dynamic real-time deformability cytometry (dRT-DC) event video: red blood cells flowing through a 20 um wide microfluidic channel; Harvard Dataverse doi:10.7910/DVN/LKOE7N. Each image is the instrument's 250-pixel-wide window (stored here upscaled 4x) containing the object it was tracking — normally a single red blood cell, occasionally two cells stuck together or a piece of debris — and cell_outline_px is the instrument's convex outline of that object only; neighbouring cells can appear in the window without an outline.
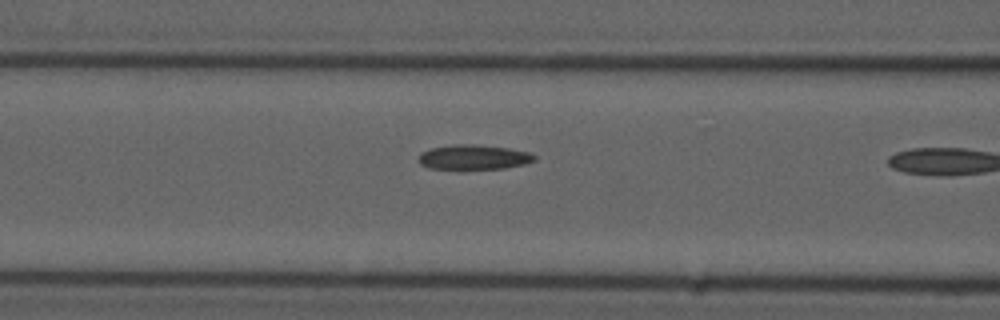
{"species": "common noctule bat (a hibernating species)", "species_latin": "Nyctalus noctula", "temperature_condition": "cold", "stored_images_in_passage": 10, "camera_frame_rate_fps": 3000, "um_per_image_px": 0.085, "animal": {"sex": "male", "forearm_length_mm": 52.5}, "frame": {"image": 1, "passage_image": 9, "time_ms": 2.667, "image_size_px": [1000, 320], "cell_outline_px": [[536, 160], [524, 164], [504, 168], [460, 172], [428, 168], [420, 164], [420, 152], [432, 148], [452, 144], [472, 144], [508, 148], [528, 152], [536, 156]], "centroid_in_image_um": [40.22, 13.41], "position_along_channel_um": 126.4, "area_um2": 17.51}}